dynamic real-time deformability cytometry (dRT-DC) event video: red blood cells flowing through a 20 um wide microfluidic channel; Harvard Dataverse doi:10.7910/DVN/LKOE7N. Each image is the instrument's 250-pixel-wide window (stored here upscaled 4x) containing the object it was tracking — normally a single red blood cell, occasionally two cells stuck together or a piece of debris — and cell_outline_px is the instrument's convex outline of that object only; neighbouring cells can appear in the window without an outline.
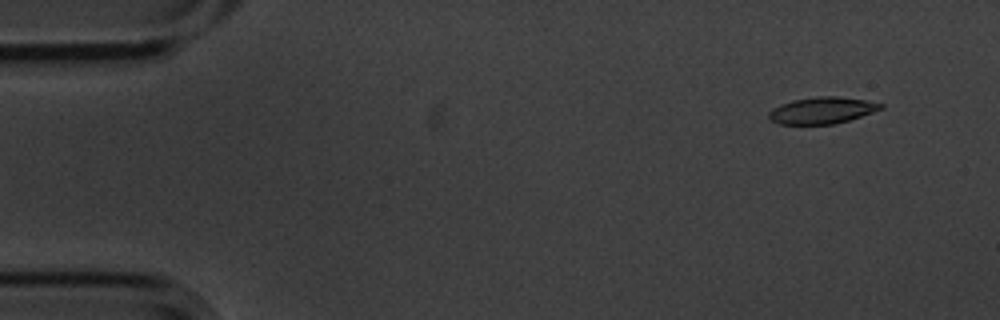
{"species": "common noctule bat (a hibernating species)", "species_latin": "Nyctalus noctula", "temperature_condition": "cold", "stored_images_in_passage": 5, "camera_frame_rate_fps": 3000, "um_per_image_px": 0.085, "animal": {"sex": "male", "body_mass_g": 20.1, "forearm_length_mm": 53.5}, "frame": {"image": 1, "passage_image": 1, "time_ms": 0.0, "image_size_px": [1000, 320], "cell_outline_px": [[884, 108], [836, 124], [780, 124], [772, 120], [768, 116], [768, 112], [772, 108], [780, 104], [792, 100], [820, 96], [836, 96], [864, 100], [884, 104]], "centroid_in_image_um": [69.85, 9.38], "position_along_channel_um": 15.1, "area_um2": 17.22}}
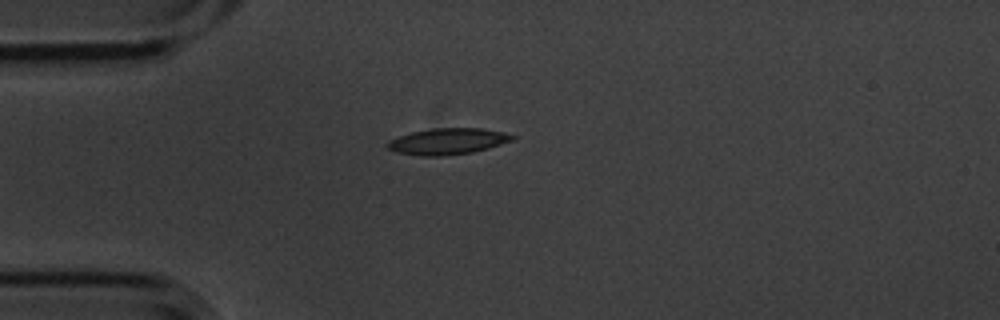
{"frame": {"image": 2, "passage_image": 4, "time_ms": 1.0, "image_size_px": [1000, 320], "cell_outline_px": [[516, 136], [512, 140], [488, 148], [472, 152], [440, 156], [420, 156], [396, 152], [388, 148], [384, 144], [388, 140], [412, 132], [432, 128], [484, 128], [504, 132]], "centroid_in_image_um": [38.03, 12.01], "position_along_channel_um": 47.0, "area_um2": 19.07}}